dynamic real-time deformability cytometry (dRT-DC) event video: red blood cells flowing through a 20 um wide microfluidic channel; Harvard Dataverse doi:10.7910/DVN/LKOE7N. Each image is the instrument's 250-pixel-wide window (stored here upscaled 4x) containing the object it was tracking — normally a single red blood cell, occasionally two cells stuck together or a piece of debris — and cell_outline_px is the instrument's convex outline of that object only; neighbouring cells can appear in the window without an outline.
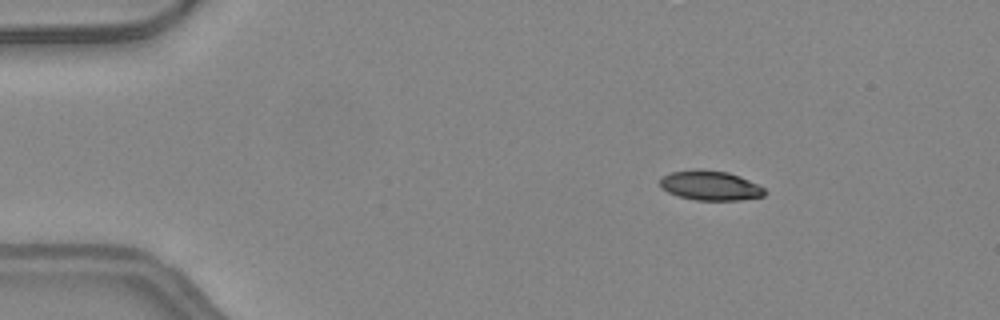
{"species": "common noctule bat (a hibernating species)", "species_latin": "Nyctalus noctula", "temperature_condition": "warm", "stored_images_in_passage": 7, "camera_frame_rate_fps": 3000, "um_per_image_px": 0.085, "animal": {"sex": "female", "body_mass_g": 24.6, "forearm_length_mm": 56.2}, "frame": {"image": 1, "passage_image": 1, "time_ms": 0.0, "image_size_px": [1000, 320], "cell_outline_px": [[764, 196], [740, 200], [696, 200], [680, 196], [668, 192], [660, 188], [660, 180], [664, 176], [672, 172], [700, 168], [728, 172], [740, 176], [764, 188]], "centroid_in_image_um": [60.36, 15.76], "position_along_channel_um": 24.6, "area_um2": 17.98}}